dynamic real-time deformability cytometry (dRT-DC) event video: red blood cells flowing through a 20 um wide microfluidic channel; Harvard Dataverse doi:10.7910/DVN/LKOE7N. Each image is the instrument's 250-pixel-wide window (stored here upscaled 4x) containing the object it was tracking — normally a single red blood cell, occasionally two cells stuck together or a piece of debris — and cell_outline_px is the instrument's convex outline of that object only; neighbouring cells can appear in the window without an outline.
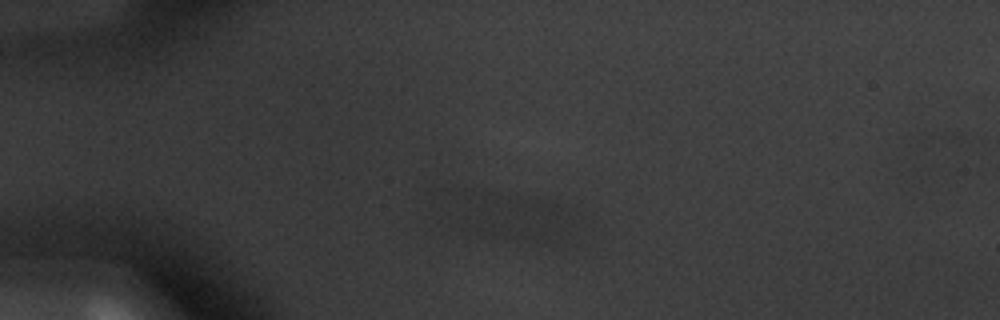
{"species": "common noctule bat (a hibernating species)", "species_latin": "Nyctalus noctula", "temperature_condition": "warm", "stored_images_in_passage": 5, "camera_frame_rate_fps": 3000, "um_per_image_px": 0.085, "animal": {"sex": "male", "body_mass_g": 20.1, "forearm_length_mm": 53.5}, "frame": {"image": 1, "passage_image": 3, "time_ms": 0.667, "image_size_px": [1000, 320], "cell_outline_px": [[580, 216], [568, 240], [552, 244], [548, 244], [476, 232], [468, 228], [460, 192], [464, 188], [536, 196], [552, 200], [560, 204]], "centroid_in_image_um": [44.02, 18.38], "position_along_channel_um": 41.0, "area_um2": 33.76}}